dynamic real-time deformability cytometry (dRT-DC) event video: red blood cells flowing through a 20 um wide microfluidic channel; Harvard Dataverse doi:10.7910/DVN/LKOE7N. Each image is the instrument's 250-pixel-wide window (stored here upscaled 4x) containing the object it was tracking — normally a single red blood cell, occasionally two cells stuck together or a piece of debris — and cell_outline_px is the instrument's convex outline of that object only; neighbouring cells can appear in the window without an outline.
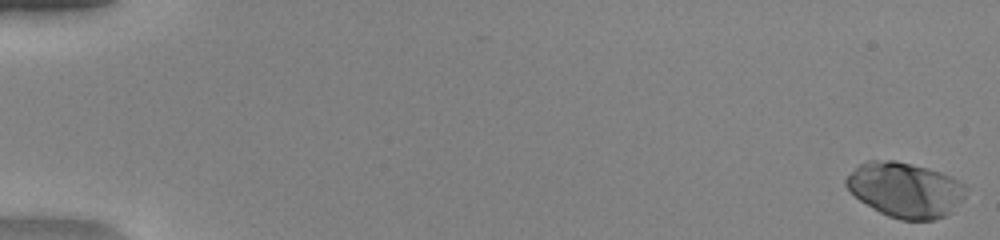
{"species": "human", "species_latin": "Homo sapiens", "temperature_condition": "warm", "stored_images_in_passage": 51, "camera_frame_rate_fps": 3000, "um_per_image_px": 0.085, "donor": {"sex": "female"}, "frame": {"image": 1, "passage_image": 1, "time_ms": 0.0, "image_size_px": [1000, 240], "cell_outline_px": [[964, 200], [952, 212], [936, 220], [900, 220], [888, 216], [872, 208], [860, 200], [844, 184], [844, 180], [860, 164], [868, 160], [896, 160], [928, 168], [952, 176], [964, 184]], "centroid_in_image_um": [76.97, 16.14], "position_along_channel_um": 8.0, "area_um2": 38.38}}
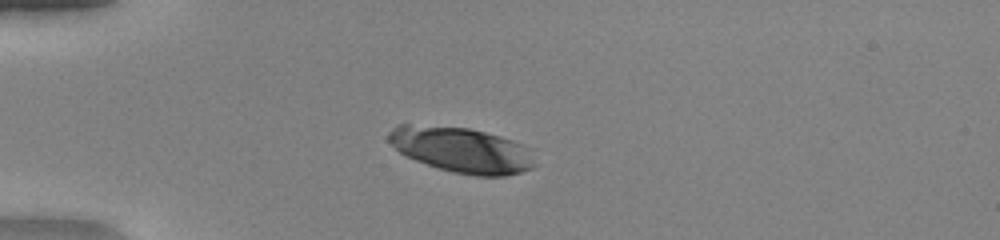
{"frame": {"image": 2, "passage_image": 15, "time_ms": 4.667, "image_size_px": [1000, 240], "cell_outline_px": [[536, 164], [532, 168], [520, 172], [504, 176], [476, 176], [452, 172], [436, 168], [416, 160], [400, 152], [388, 140], [388, 132], [396, 124], [408, 124], [468, 128], [500, 136], [524, 144]], "centroid_in_image_um": [39.22, 12.74], "position_along_channel_um": 45.8, "area_um2": 38.55}}